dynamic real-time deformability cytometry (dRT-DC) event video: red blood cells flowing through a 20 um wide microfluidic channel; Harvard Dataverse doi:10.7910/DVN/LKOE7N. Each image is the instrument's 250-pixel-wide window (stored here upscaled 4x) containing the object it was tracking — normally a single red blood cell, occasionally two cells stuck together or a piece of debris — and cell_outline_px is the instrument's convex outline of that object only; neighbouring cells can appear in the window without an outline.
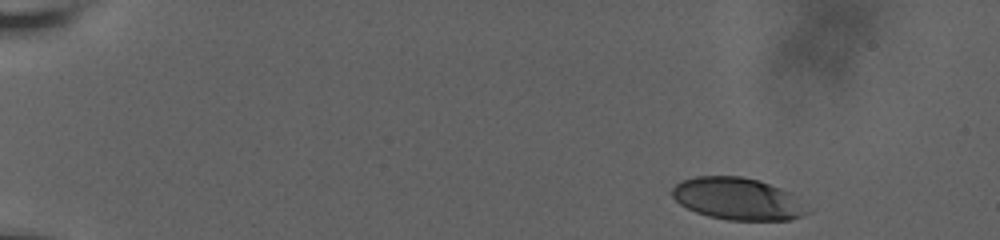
{"species": "human", "species_latin": "Homo sapiens", "temperature_condition": "room temperature", "stored_images_in_passage": 79, "camera_frame_rate_fps": 3000, "um_per_image_px": 0.085, "donor": {"sex": "male"}, "frame": {"image": 1, "passage_image": 1, "time_ms": 0.0, "image_size_px": [1000, 240], "cell_outline_px": [[812, 208], [808, 212], [800, 216], [788, 220], [728, 220], [708, 216], [696, 212], [680, 204], [672, 196], [672, 188], [680, 180], [696, 176], [740, 176], [756, 180], [780, 188], [788, 192]], "centroid_in_image_um": [62.69, 16.9], "position_along_channel_um": 22.3, "area_um2": 33.06}}
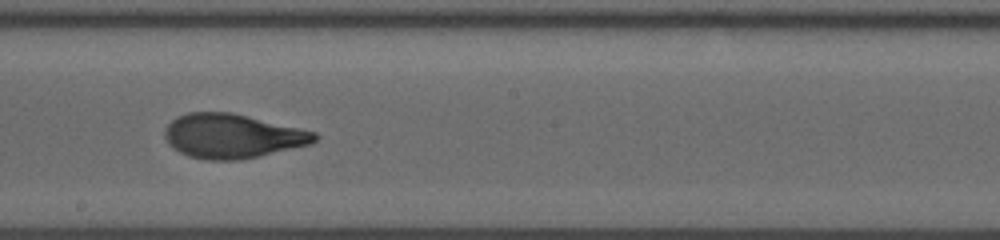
{"frame": {"image": 2, "passage_image": 46, "time_ms": 9.333, "image_size_px": [1000, 240], "cell_outline_px": [[320, 136], [312, 144], [260, 156], [240, 160], [208, 160], [188, 156], [172, 148], [168, 144], [164, 136], [164, 132], [168, 124], [176, 116], [188, 112], [232, 112], [300, 128], [316, 132]], "centroid_in_image_um": [19.75, 11.56], "position_along_channel_um": 228.4, "area_um2": 38.96}}
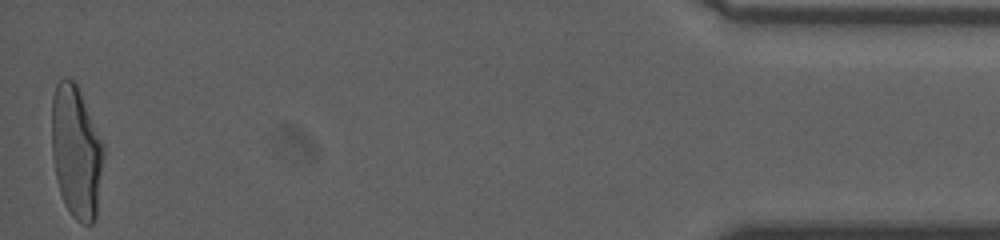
{"frame": {"image": 3, "passage_image": 79, "time_ms": 17.0, "image_size_px": [1000, 240], "cell_outline_px": [[104, 156], [96, 216], [92, 224], [80, 224], [72, 216], [64, 204], [60, 192], [56, 176], [52, 156], [52, 96], [56, 84], [64, 76], [72, 80], [76, 84], [80, 92], [104, 148]], "centroid_in_image_um": [6.46, 12.94], "position_along_channel_um": 428.7, "area_um2": 39.77}, "authors_computed_cell_mechanics": {"area_um2": 37.8012, "velocity_mm_per_s": 3.657, "shape_relaxation_time_tau1_ms": 5.2256, "shape_relaxation_time_tau2_ms": 1.0917, "deformation_change_tau1": 0.2226, "deformation_change_tau2": 0.0782}}